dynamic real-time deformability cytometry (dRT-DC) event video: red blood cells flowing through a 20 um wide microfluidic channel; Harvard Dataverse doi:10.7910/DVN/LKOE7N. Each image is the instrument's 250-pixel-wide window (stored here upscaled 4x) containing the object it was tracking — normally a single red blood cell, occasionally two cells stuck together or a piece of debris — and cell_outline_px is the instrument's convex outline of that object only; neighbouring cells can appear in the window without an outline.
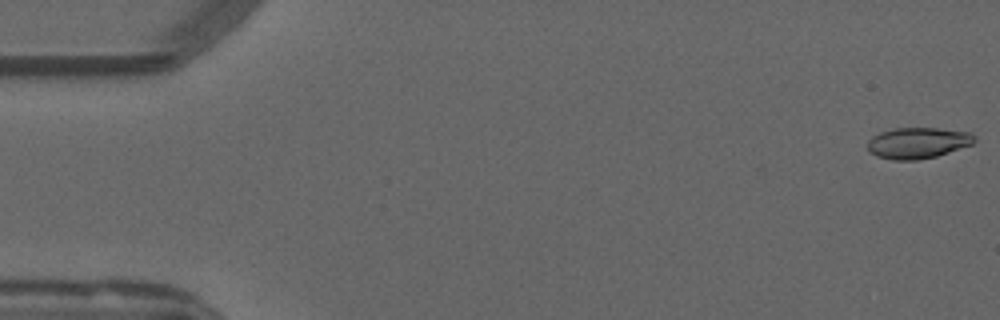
{"species": "common noctule bat (a hibernating species)", "species_latin": "Nyctalus noctula", "temperature_condition": "warm", "stored_images_in_passage": 50, "camera_frame_rate_fps": 3000, "um_per_image_px": 0.085, "animal": {"sex": "male", "forearm_length_mm": 52.5}, "frame": {"image": 1, "passage_image": 1, "time_ms": 0.0, "image_size_px": [1000, 320], "cell_outline_px": [[976, 140], [972, 144], [936, 156], [916, 160], [892, 160], [876, 156], [868, 152], [868, 140], [872, 136], [880, 132], [896, 128], [936, 128], [972, 132], [976, 136]], "centroid_in_image_um": [78.0, 12.14], "position_along_channel_um": 7.0, "area_um2": 19.42}}
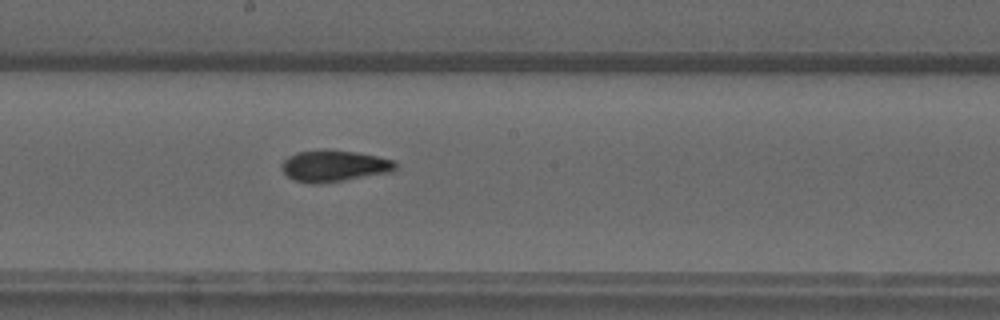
{"frame": {"image": 2, "passage_image": 29, "time_ms": 9.333, "image_size_px": [1000, 320], "cell_outline_px": [[396, 168], [392, 172], [316, 184], [312, 184], [292, 180], [280, 168], [280, 164], [288, 156], [296, 152], [324, 148], [328, 148], [356, 152], [396, 160]], "centroid_in_image_um": [28.36, 14.08], "position_along_channel_um": 219.8, "area_um2": 21.15}}
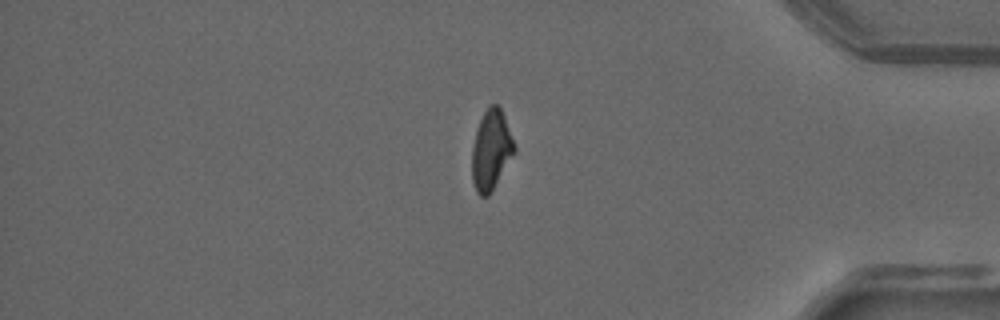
{"frame": {"image": 3, "passage_image": 45, "time_ms": 14.667, "image_size_px": [1000, 320], "cell_outline_px": [[516, 152], [488, 196], [480, 196], [476, 192], [472, 180], [472, 148], [476, 132], [480, 120], [484, 112], [492, 104], [496, 104], [500, 108], [504, 116], [516, 148]], "centroid_in_image_um": [41.75, 12.78], "position_along_channel_um": 393.5, "area_um2": 19.48}}